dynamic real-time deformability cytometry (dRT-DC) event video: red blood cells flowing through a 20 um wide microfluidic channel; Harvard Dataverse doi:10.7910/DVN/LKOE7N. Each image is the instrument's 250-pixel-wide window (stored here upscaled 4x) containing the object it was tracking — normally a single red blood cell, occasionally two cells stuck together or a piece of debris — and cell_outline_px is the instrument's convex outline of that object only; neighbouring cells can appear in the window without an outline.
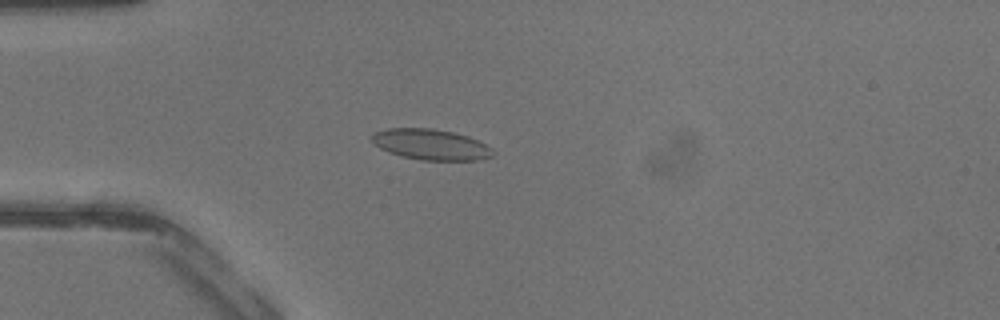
{"species": "common noctule bat (a hibernating species)", "species_latin": "Nyctalus noctula", "temperature_condition": "warm", "stored_images_in_passage": 41, "camera_frame_rate_fps": 3000, "um_per_image_px": 0.085, "animal": {"sex": "male", "body_mass_g": 13.3}, "frame": {"image": 1, "passage_image": 11, "time_ms": 3.333, "image_size_px": [1000, 320], "cell_outline_px": [[496, 152], [492, 156], [476, 160], [424, 160], [400, 156], [388, 152], [380, 148], [372, 140], [372, 136], [376, 132], [388, 128], [432, 128], [452, 132], [468, 136], [492, 148]], "centroid_in_image_um": [36.63, 12.28], "position_along_channel_um": 48.4, "area_um2": 21.5}}
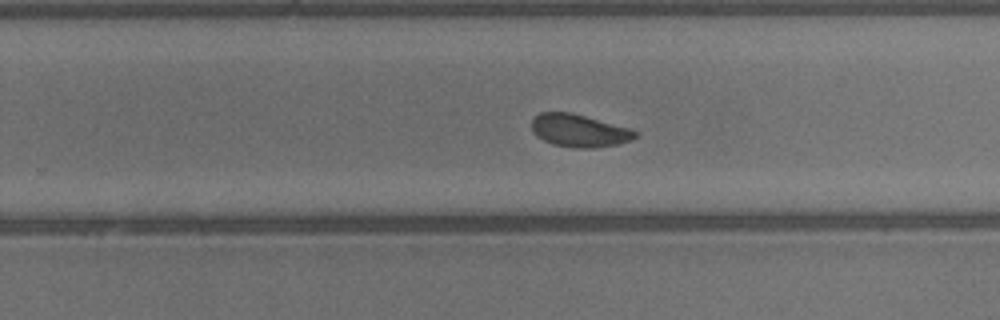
{"frame": {"image": 2, "passage_image": 26, "time_ms": 8.333, "image_size_px": [1000, 320], "cell_outline_px": [[640, 136], [632, 140], [616, 144], [592, 148], [576, 148], [552, 144], [536, 136], [532, 132], [532, 120], [540, 112], [572, 112], [632, 128], [640, 132]], "centroid_in_image_um": [49.28, 11.09], "position_along_channel_um": 280.5, "area_um2": 20.06}}
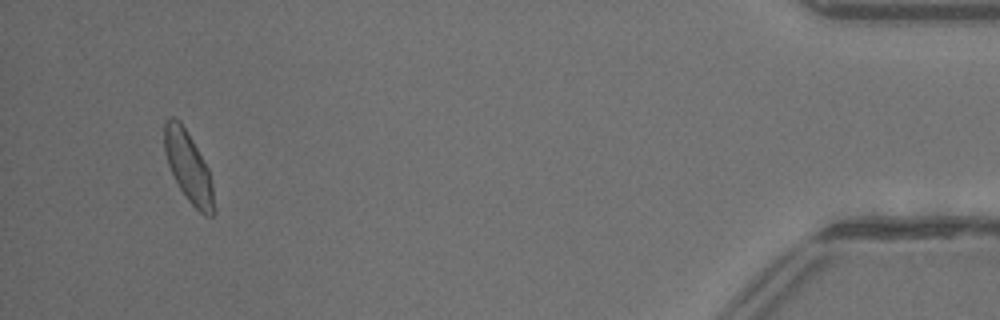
{"frame": {"image": 3, "passage_image": 39, "time_ms": 12.667, "image_size_px": [1000, 320], "cell_outline_px": [[216, 212], [212, 216], [204, 216], [188, 200], [180, 188], [168, 164], [164, 152], [164, 120], [172, 116], [180, 120], [192, 140], [208, 168], [212, 184], [216, 208]], "centroid_in_image_um": [16.02, 14.2], "position_along_channel_um": 419.2, "area_um2": 20.29}}